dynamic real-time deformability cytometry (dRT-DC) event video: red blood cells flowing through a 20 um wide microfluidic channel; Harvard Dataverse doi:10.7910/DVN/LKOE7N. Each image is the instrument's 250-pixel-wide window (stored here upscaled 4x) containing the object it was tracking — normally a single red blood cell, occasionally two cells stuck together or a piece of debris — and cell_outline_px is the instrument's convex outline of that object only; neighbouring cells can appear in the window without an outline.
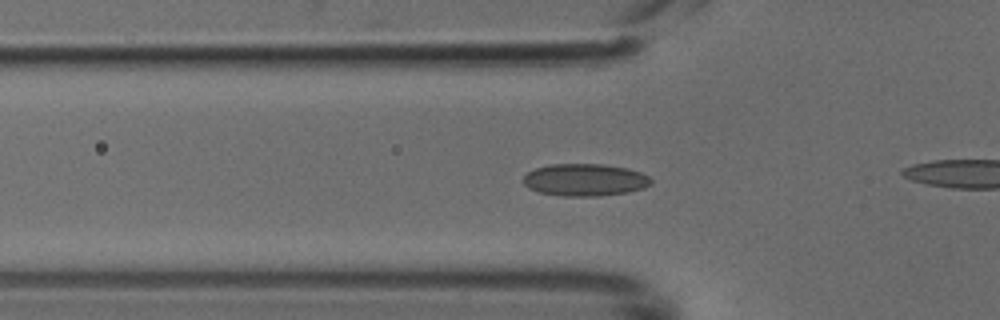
{"species": "common noctule bat (a hibernating species)", "species_latin": "Nyctalus noctula", "temperature_condition": "cold", "stored_images_in_passage": 31, "camera_frame_rate_fps": 3000, "um_per_image_px": 0.085, "animal": {"sex": "male", "body_mass_g": 18.8}, "frame": {"image": 1, "passage_image": 8, "time_ms": 2.333, "image_size_px": [1000, 320], "cell_outline_px": [[652, 184], [644, 188], [628, 192], [600, 196], [564, 196], [536, 192], [528, 188], [524, 184], [524, 176], [528, 172], [536, 168], [548, 164], [604, 164], [624, 168], [640, 172], [648, 176], [652, 180]], "centroid_in_image_um": [49.71, 15.29], "position_along_channel_um": 76.1, "area_um2": 24.1}}
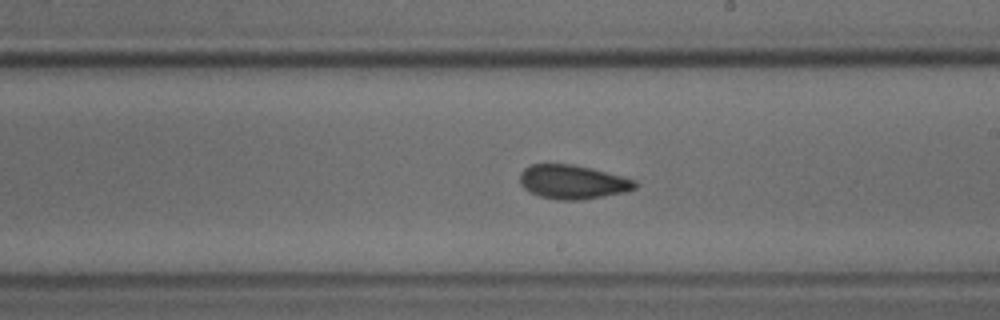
{"frame": {"image": 2, "passage_image": 20, "time_ms": 6.333, "image_size_px": [1000, 320], "cell_outline_px": [[636, 188], [624, 192], [580, 200], [560, 200], [540, 196], [524, 188], [520, 184], [520, 172], [524, 168], [532, 164], [572, 164], [636, 180]], "centroid_in_image_um": [48.64, 15.47], "position_along_channel_um": 240.4, "area_um2": 22.43}}
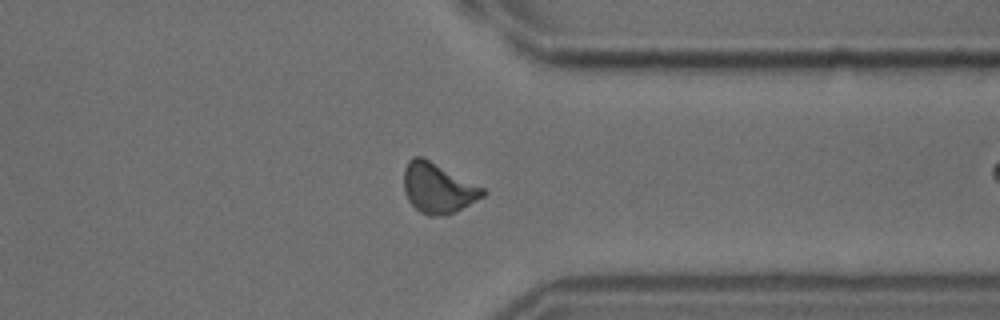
{"frame": {"image": 3, "passage_image": 30, "time_ms": 9.667, "image_size_px": [1000, 320], "cell_outline_px": [[488, 192], [484, 196], [448, 216], [428, 216], [420, 212], [408, 200], [404, 188], [404, 168], [408, 160], [412, 156], [424, 156], [484, 188]], "centroid_in_image_um": [37.22, 15.97], "position_along_channel_um": 374.2, "area_um2": 23.35}}